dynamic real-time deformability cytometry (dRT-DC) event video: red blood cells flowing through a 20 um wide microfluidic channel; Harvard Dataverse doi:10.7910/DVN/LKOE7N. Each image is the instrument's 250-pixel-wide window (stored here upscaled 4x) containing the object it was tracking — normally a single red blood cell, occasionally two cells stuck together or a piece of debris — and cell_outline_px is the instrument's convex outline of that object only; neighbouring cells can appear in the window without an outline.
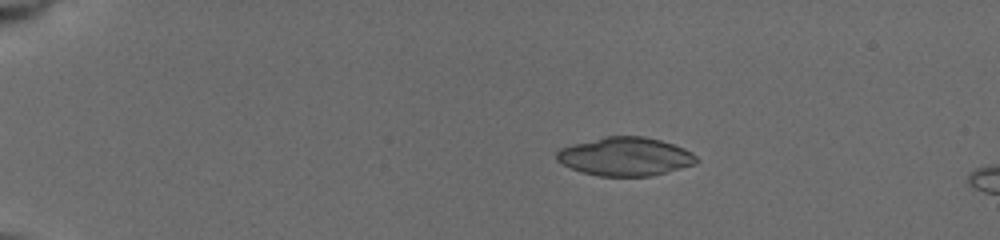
{"species": "common noctule bat (a hibernating species)", "species_latin": "Nyctalus noctula", "temperature_condition": "cold", "stored_images_in_passage": 8, "camera_frame_rate_fps": 3000, "um_per_image_px": 0.085, "animal": {"sex": "female", "body_mass_g": 19.5, "forearm_length_mm": 54.1}, "frame": {"image": 1, "passage_image": 5, "time_ms": 3.0, "image_size_px": [1000, 240], "cell_outline_px": [[700, 160], [696, 164], [652, 176], [600, 176], [580, 172], [556, 160], [556, 152], [560, 148], [572, 144], [604, 136], [644, 136], [660, 140], [684, 148], [692, 152]], "centroid_in_image_um": [53.16, 13.3], "position_along_channel_um": 31.8, "area_um2": 31.5}}